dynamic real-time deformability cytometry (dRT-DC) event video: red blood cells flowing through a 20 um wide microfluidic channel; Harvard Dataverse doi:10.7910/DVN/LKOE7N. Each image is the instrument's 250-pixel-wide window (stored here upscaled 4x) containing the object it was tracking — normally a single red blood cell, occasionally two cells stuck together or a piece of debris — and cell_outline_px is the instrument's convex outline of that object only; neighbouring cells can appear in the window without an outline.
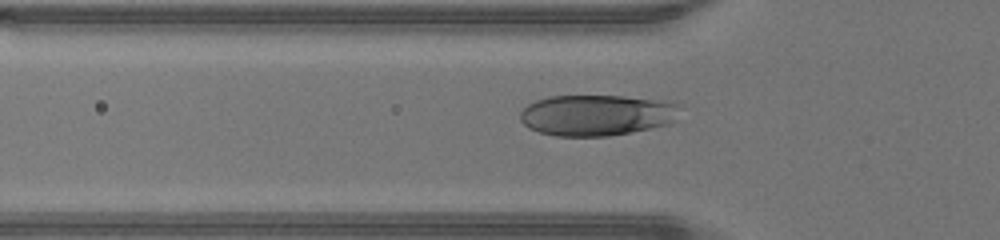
{"species": "human", "species_latin": "Homo sapiens", "temperature_condition": "warm", "stored_images_in_passage": 32, "camera_frame_rate_fps": 3000, "um_per_image_px": 0.085, "donor": {"sex": "male"}, "frame": {"image": 1, "passage_image": 9, "time_ms": 2.667, "image_size_px": [1000, 240], "cell_outline_px": [[684, 104], [672, 120], [668, 124], [652, 128], [608, 136], [556, 136], [540, 132], [528, 128], [520, 120], [520, 112], [528, 104], [536, 100], [548, 96], [624, 96], [672, 100]], "centroid_in_image_um": [50.76, 9.77], "position_along_channel_um": 75.0, "area_um2": 38.61}}
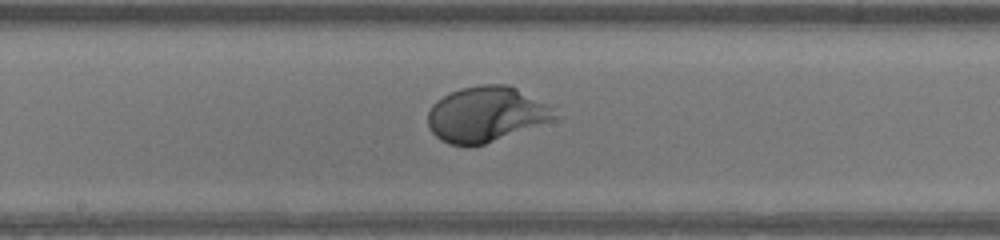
{"frame": {"image": 2, "passage_image": 18, "time_ms": 5.667, "image_size_px": [1000, 240], "cell_outline_px": [[552, 120], [484, 144], [448, 144], [440, 140], [428, 128], [428, 112], [432, 104], [436, 100], [460, 88], [480, 84], [508, 84], [548, 104], [552, 108]], "centroid_in_image_um": [41.25, 9.69], "position_along_channel_um": 207.0, "area_um2": 40.11}}
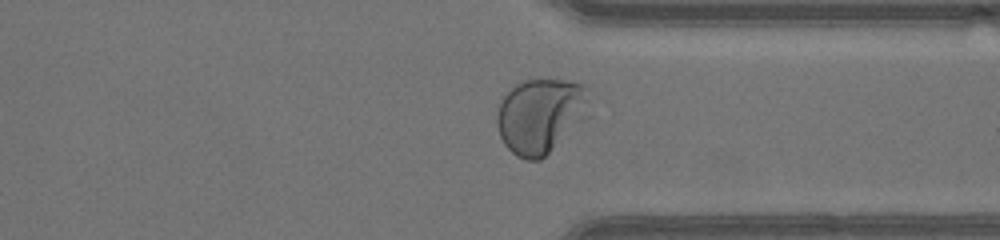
{"frame": {"image": 3, "passage_image": 29, "time_ms": 9.333, "image_size_px": [1000, 240], "cell_outline_px": [[588, 100], [548, 152], [540, 160], [524, 160], [516, 156], [504, 144], [500, 136], [496, 124], [496, 116], [500, 100], [520, 80], [564, 80], [584, 84]], "centroid_in_image_um": [45.73, 9.79], "position_along_channel_um": 365.7, "area_um2": 37.8}}